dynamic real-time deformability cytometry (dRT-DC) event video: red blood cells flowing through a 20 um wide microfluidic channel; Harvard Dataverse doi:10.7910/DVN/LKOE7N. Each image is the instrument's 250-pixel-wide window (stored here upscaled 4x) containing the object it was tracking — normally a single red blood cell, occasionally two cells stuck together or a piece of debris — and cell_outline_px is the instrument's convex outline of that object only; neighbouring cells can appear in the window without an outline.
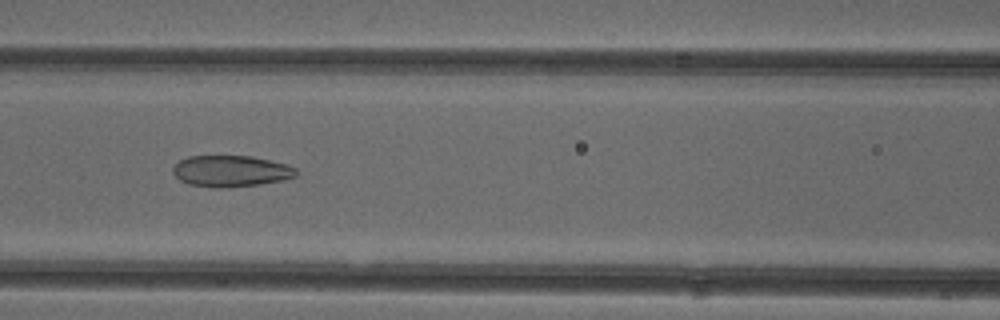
{"species": "common noctule bat (a hibernating species)", "species_latin": "Nyctalus noctula", "temperature_condition": "cold", "stored_images_in_passage": 51, "camera_frame_rate_fps": 3000, "um_per_image_px": 0.085, "animal": {"sex": "female"}, "frame": {"image": 1, "passage_image": 22, "time_ms": 7.0, "image_size_px": [1000, 320], "cell_outline_px": [[300, 172], [296, 176], [284, 180], [260, 184], [220, 188], [212, 188], [188, 184], [180, 180], [172, 172], [172, 168], [180, 160], [188, 156], [252, 156], [288, 164], [296, 168]], "centroid_in_image_um": [19.65, 14.54], "position_along_channel_um": 146.9, "area_um2": 22.72}}
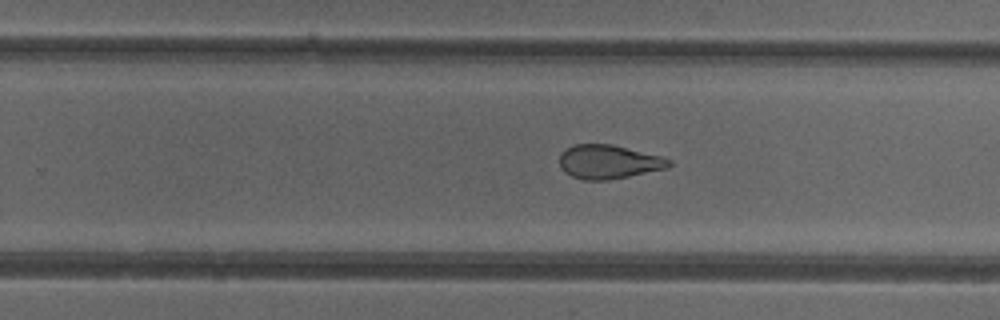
{"frame": {"image": 2, "passage_image": 32, "time_ms": 10.333, "image_size_px": [1000, 320], "cell_outline_px": [[672, 164], [668, 168], [608, 180], [584, 180], [572, 176], [564, 172], [560, 168], [560, 152], [572, 144], [612, 144], [664, 156], [672, 160]], "centroid_in_image_um": [51.74, 13.74], "position_along_channel_um": 278.1, "area_um2": 21.91}}
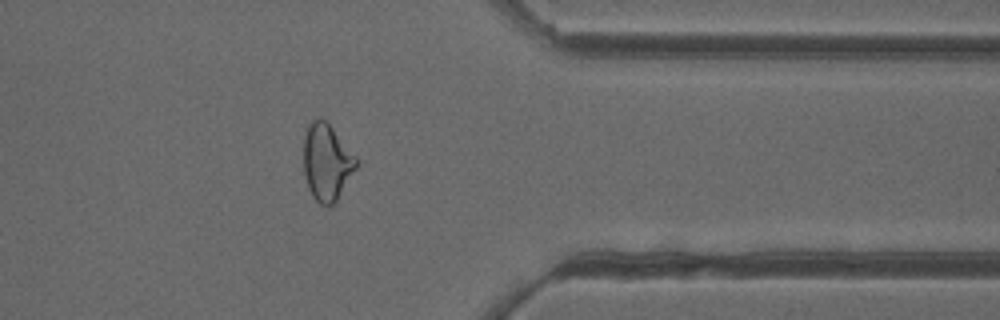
{"frame": {"image": 3, "passage_image": 41, "time_ms": 13.333, "image_size_px": [1000, 320], "cell_outline_px": [[356, 168], [336, 200], [328, 208], [320, 204], [312, 196], [308, 188], [304, 176], [304, 128], [312, 120], [320, 116], [332, 128], [356, 156]], "centroid_in_image_um": [27.73, 13.77], "position_along_channel_um": 383.7, "area_um2": 23.47}, "authors_computed_cell_mechanics": {"area_um2": 25.7788, "velocity_mm_per_s": 3.9468, "shape_relaxation_time_tau1_ms": null, "shape_relaxation_time_tau2_ms": 1.7087, "deformation_change_tau1": null, "deformation_change_tau2": 0.0989}}